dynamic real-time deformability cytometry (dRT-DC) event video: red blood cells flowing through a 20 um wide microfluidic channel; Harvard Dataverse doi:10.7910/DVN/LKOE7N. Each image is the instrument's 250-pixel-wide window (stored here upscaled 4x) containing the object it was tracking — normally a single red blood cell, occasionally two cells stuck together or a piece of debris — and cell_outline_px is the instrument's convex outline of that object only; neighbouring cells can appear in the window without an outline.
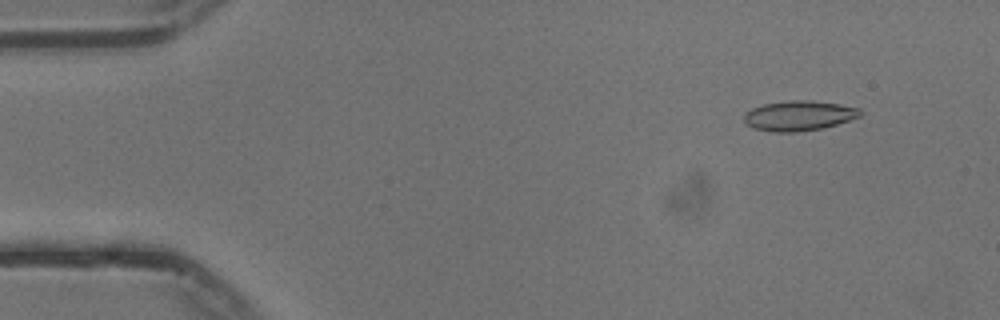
{"species": "common noctule bat (a hibernating species)", "species_latin": "Nyctalus noctula", "temperature_condition": "cold", "stored_images_in_passage": 54, "camera_frame_rate_fps": 3000, "um_per_image_px": 0.085, "animal": {"sex": "male", "body_mass_g": 13.3}, "frame": {"image": 1, "passage_image": 5, "time_ms": 1.333, "image_size_px": [1000, 320], "cell_outline_px": [[860, 116], [836, 124], [820, 128], [796, 132], [772, 132], [752, 128], [744, 120], [744, 116], [752, 108], [764, 104], [788, 100], [808, 100], [836, 104], [860, 108]], "centroid_in_image_um": [67.87, 9.83], "position_along_channel_um": 17.1, "area_um2": 19.94}}
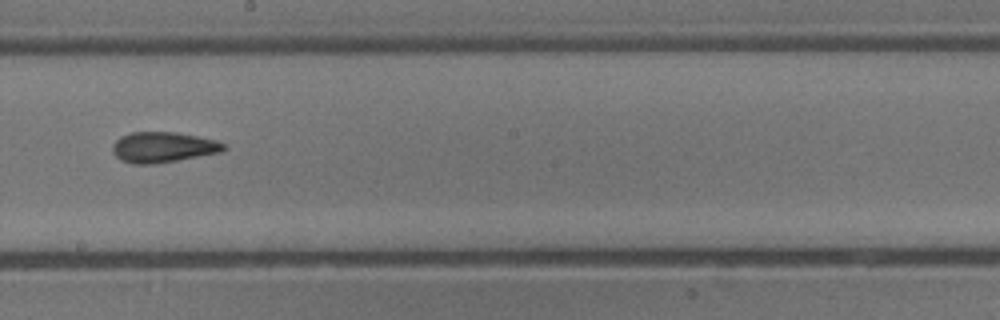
{"frame": {"image": 2, "passage_image": 30, "time_ms": 9.667, "image_size_px": [1000, 320], "cell_outline_px": [[228, 148], [220, 152], [156, 164], [132, 164], [120, 160], [112, 152], [112, 144], [120, 136], [132, 132], [176, 132], [216, 140], [224, 144]], "centroid_in_image_um": [13.82, 12.51], "position_along_channel_um": 234.4, "area_um2": 19.83}}
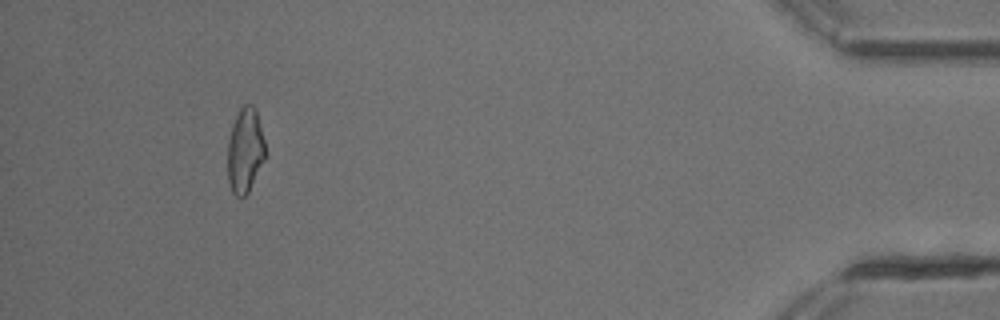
{"frame": {"image": 3, "passage_image": 50, "time_ms": 16.333, "image_size_px": [1000, 320], "cell_outline_px": [[264, 160], [248, 192], [244, 196], [236, 196], [232, 192], [228, 180], [228, 140], [232, 124], [240, 108], [244, 104], [252, 104], [256, 108], [264, 140]], "centroid_in_image_um": [20.82, 12.76], "position_along_channel_um": 414.4, "area_um2": 18.44}, "authors_computed_cell_mechanics": {"area_um2": 19.4208, "velocity_mm_per_s": 3.7713, "shape_relaxation_time_tau1_ms": null, "shape_relaxation_time_tau2_ms": 3.2876, "deformation_change_tau1": null, "deformation_change_tau2": 0.0927}}